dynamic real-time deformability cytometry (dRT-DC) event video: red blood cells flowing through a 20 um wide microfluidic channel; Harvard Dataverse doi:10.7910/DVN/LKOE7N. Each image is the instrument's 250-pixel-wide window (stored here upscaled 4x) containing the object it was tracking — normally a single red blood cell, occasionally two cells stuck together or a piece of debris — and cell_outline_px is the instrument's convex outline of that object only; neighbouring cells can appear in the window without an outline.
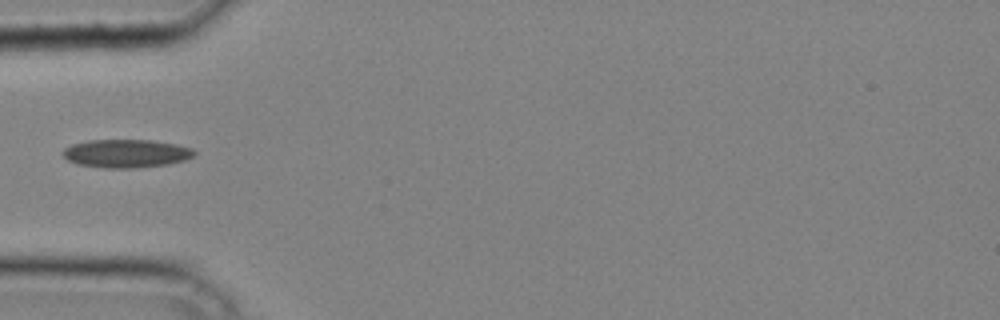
{"species": "common noctule bat (a hibernating species)", "species_latin": "Nyctalus noctula", "temperature_condition": "cold", "stored_images_in_passage": 28, "camera_frame_rate_fps": 3000, "um_per_image_px": 0.085, "animal": {"sex": "male", "body_mass_g": 20.4}, "frame": {"image": 1, "passage_image": 1, "time_ms": 0.0, "image_size_px": [1000, 320], "cell_outline_px": [[196, 152], [192, 156], [184, 160], [168, 164], [136, 168], [104, 168], [76, 164], [68, 160], [60, 152], [64, 148], [72, 144], [88, 140], [152, 140], [176, 144], [192, 148]], "centroid_in_image_um": [10.69, 13.04], "position_along_channel_um": 74.3, "area_um2": 21.73}}
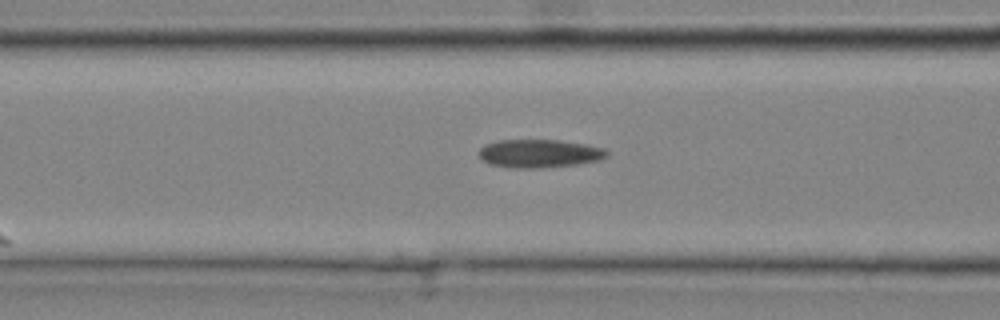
{"frame": {"image": 2, "passage_image": 4, "time_ms": 1.0, "image_size_px": [1000, 320], "cell_outline_px": [[608, 156], [600, 160], [580, 164], [540, 168], [512, 168], [488, 164], [480, 160], [476, 152], [484, 144], [500, 140], [560, 140], [588, 144], [604, 148], [608, 152]], "centroid_in_image_um": [45.82, 13.05], "position_along_channel_um": 120.8, "area_um2": 21.56}}
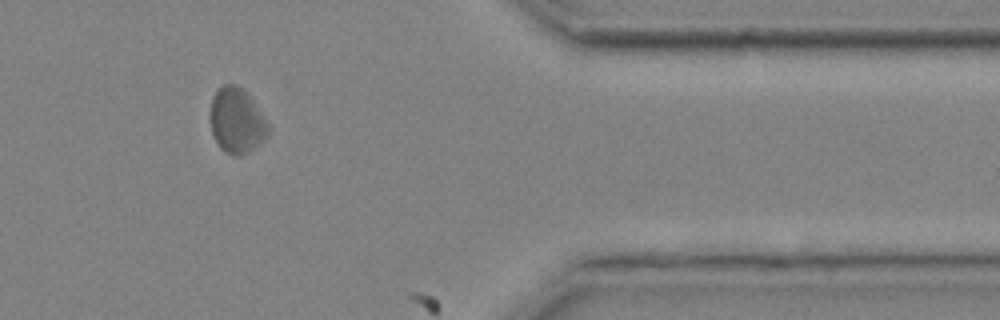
{"frame": {"image": 3, "passage_image": 23, "time_ms": 7.333, "image_size_px": [1000, 320], "cell_outline_px": [[268, 136], [264, 140], [248, 152], [236, 156], [232, 156], [224, 152], [220, 148], [212, 132], [208, 116], [212, 96], [224, 84], [236, 84], [248, 92], [268, 124]], "centroid_in_image_um": [20.09, 10.25], "position_along_channel_um": 391.3, "area_um2": 22.25}}